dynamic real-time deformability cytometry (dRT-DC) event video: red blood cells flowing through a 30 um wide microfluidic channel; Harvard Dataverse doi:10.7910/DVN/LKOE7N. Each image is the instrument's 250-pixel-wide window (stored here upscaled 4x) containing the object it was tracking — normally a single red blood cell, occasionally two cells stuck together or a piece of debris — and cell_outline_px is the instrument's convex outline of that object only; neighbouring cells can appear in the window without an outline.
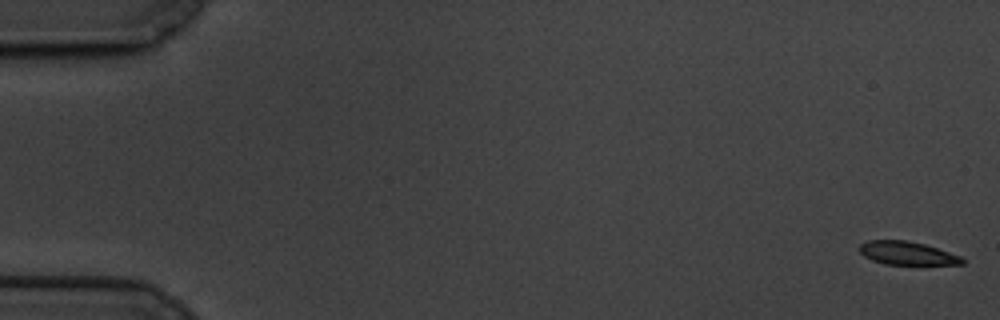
{"species": "common noctule bat (a hibernating species)", "species_latin": "Nyctalus noctula", "temperature_condition": "cold", "stored_images_in_passage": 61, "camera_frame_rate_fps": 3000, "um_per_image_px": 0.085, "animal": {"sex": "male", "body_mass_g": 19.5, "forearm_length_mm": 54.6}, "frame": {"image": 1, "passage_image": 1, "time_ms": 0.0, "image_size_px": [1000, 320], "cell_outline_px": [[964, 264], [884, 264], [872, 260], [864, 256], [860, 252], [860, 244], [868, 240], [904, 240], [924, 244], [960, 256], [964, 260]], "centroid_in_image_um": [77.07, 21.52], "position_along_channel_um": 7.9, "area_um2": 13.7}}
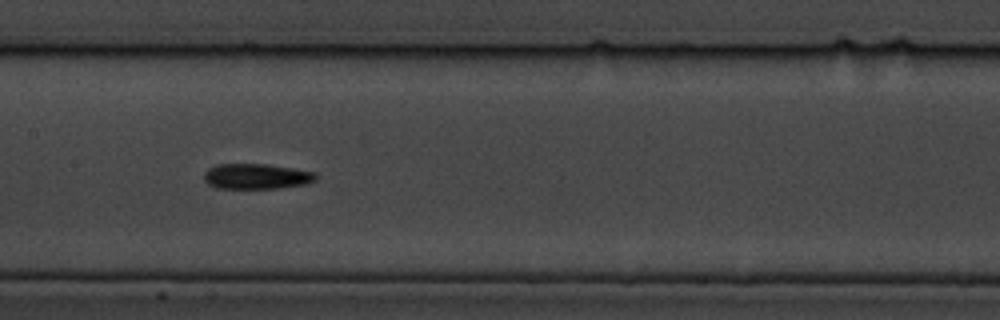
{"frame": {"image": 2, "passage_image": 30, "time_ms": 9.667, "image_size_px": [1000, 320], "cell_outline_px": [[316, 180], [308, 184], [280, 188], [216, 188], [208, 184], [204, 180], [204, 172], [208, 168], [216, 164], [264, 164], [292, 168], [316, 172]], "centroid_in_image_um": [21.79, 14.99], "position_along_channel_um": 185.6, "area_um2": 16.65}}
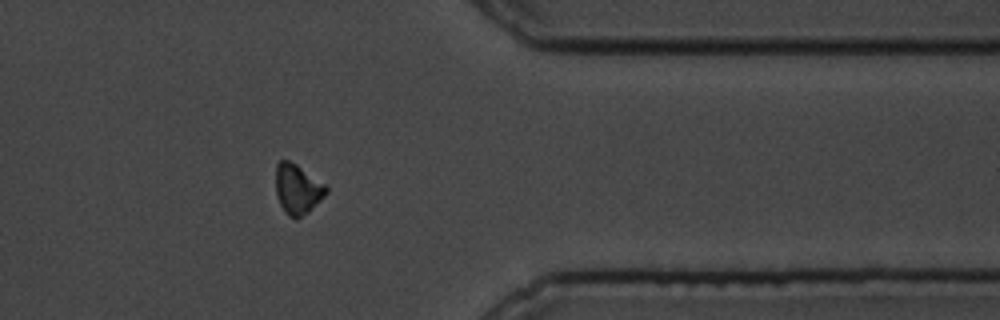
{"frame": {"image": 3, "passage_image": 49, "time_ms": 16.0, "image_size_px": [1000, 320], "cell_outline_px": [[328, 192], [308, 212], [296, 220], [288, 216], [284, 212], [280, 204], [276, 192], [276, 164], [280, 160], [288, 160], [296, 164], [324, 184], [328, 188]], "centroid_in_image_um": [25.27, 16.09], "position_along_channel_um": 386.1, "area_um2": 14.57}, "authors_computed_cell_mechanics": {"area_um2": 15.6638, "velocity_mm_per_s": 3.3673, "shape_relaxation_time_tau1_ms": 7.5484, "shape_relaxation_time_tau2_ms": null, "deformation_change_tau1": 0.1585, "deformation_change_tau2": null}}